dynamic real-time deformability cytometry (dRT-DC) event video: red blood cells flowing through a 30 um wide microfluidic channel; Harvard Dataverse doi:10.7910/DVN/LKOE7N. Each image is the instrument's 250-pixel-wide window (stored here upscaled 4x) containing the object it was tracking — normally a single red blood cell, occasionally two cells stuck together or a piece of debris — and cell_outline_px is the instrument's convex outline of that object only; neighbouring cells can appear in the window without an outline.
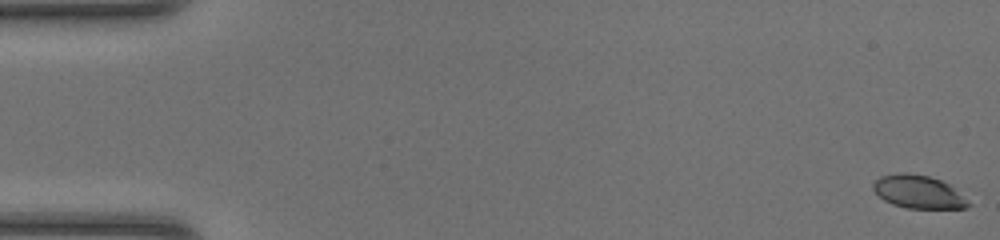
{"species": "common noctule bat (a hibernating species)", "species_latin": "Nyctalus noctula", "temperature_condition": "room temperature", "stored_images_in_passage": 48, "camera_frame_rate_fps": 3000, "um_per_image_px": 0.085, "animal": {"sex": "female", "body_mass_g": 20.0, "forearm_length_mm": 54.0}, "frame": {"image": 1, "passage_image": 1, "time_ms": 0.0, "image_size_px": [1000, 240], "cell_outline_px": [[972, 204], [968, 208], [908, 208], [892, 204], [884, 200], [872, 188], [872, 184], [880, 176], [896, 172], [908, 172], [928, 176], [940, 180], [948, 184]], "centroid_in_image_um": [78.04, 16.3], "position_along_channel_um": 7.0, "area_um2": 18.26}}
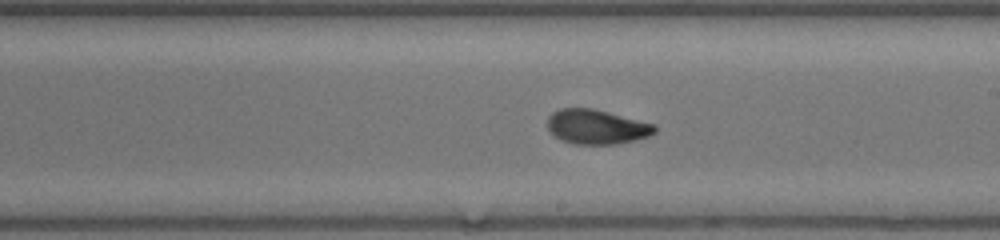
{"frame": {"image": 2, "passage_image": 28, "time_ms": 9.0, "image_size_px": [1000, 240], "cell_outline_px": [[656, 132], [648, 136], [636, 140], [616, 144], [572, 144], [560, 140], [548, 128], [548, 116], [552, 112], [560, 108], [592, 108], [656, 124]], "centroid_in_image_um": [50.72, 10.78], "position_along_channel_um": 238.3, "area_um2": 21.68}}
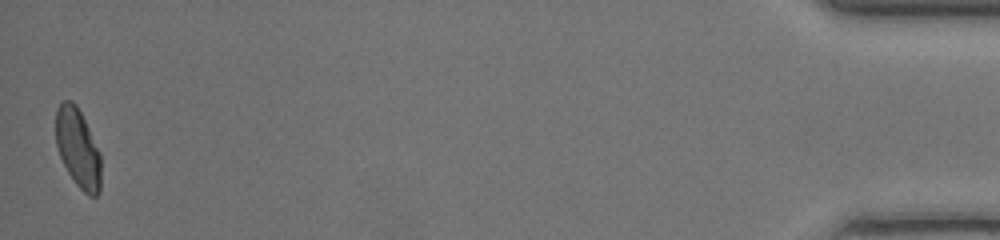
{"frame": {"image": 3, "passage_image": 48, "time_ms": 15.667, "image_size_px": [1000, 240], "cell_outline_px": [[100, 192], [96, 196], [88, 196], [76, 184], [68, 172], [60, 156], [56, 144], [56, 108], [60, 100], [72, 100], [76, 104], [100, 152]], "centroid_in_image_um": [6.61, 12.58], "position_along_channel_um": 428.6, "area_um2": 20.69}, "authors_computed_cell_mechanics": {"area_um2": 21.2415, "velocity_mm_per_s": 4.3153, "shape_relaxation_time_tau1_ms": 3.2226, "shape_relaxation_time_tau2_ms": 0.6126, "deformation_change_tau1": 0.1589, "deformation_change_tau2": 0.0502}}